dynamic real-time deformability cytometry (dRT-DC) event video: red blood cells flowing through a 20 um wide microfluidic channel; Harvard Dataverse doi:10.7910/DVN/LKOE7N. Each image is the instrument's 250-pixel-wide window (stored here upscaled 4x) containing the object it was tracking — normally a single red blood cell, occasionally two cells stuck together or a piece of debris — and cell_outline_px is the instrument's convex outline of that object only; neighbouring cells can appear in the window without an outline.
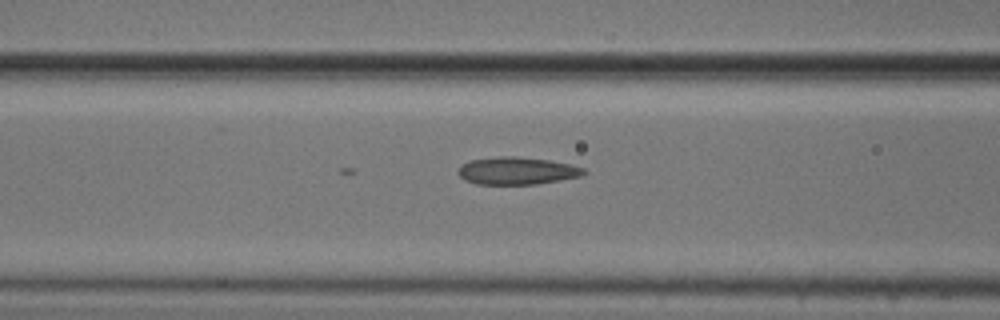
{"species": "common noctule bat (a hibernating species)", "species_latin": "Nyctalus noctula", "temperature_condition": "cold", "stored_images_in_passage": 6, "camera_frame_rate_fps": 3000, "um_per_image_px": 0.085, "animal": {"sex": "male", "body_mass_g": 20.5, "forearm_length_mm": 52.5}, "frame": {"image": 1, "passage_image": 6, "time_ms": 1.667, "image_size_px": [1000, 320], "cell_outline_px": [[588, 172], [580, 176], [560, 180], [536, 184], [476, 184], [464, 180], [456, 172], [464, 164], [472, 160], [500, 156], [516, 156], [548, 160], [568, 164], [584, 168]], "centroid_in_image_um": [43.94, 14.52], "position_along_channel_um": 122.7, "area_um2": 19.94}}